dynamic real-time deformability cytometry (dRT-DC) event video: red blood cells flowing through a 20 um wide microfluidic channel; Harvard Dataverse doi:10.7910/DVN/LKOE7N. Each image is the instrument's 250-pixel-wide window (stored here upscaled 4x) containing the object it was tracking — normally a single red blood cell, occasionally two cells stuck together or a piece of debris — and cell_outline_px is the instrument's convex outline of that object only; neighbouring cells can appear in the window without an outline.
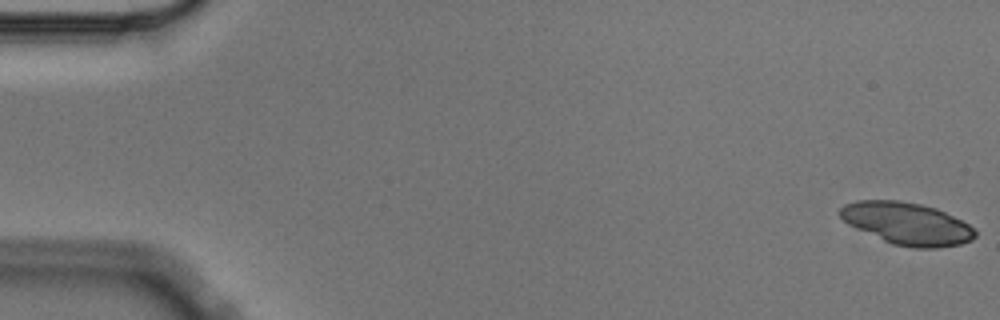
{"species": "Egyptian fruit bat (a non-hibernating species)", "species_latin": "Rousettus aegyptiacus", "temperature_condition": "cold", "stored_images_in_passage": 6, "camera_frame_rate_fps": 3000, "um_per_image_px": 0.085, "animal": {"sex": "male"}, "frame": {"image": 1, "passage_image": 1, "time_ms": 0.0, "image_size_px": [1000, 320], "cell_outline_px": [[976, 236], [972, 240], [960, 244], [936, 248], [912, 248], [892, 244], [856, 228], [848, 224], [836, 212], [844, 204], [856, 200], [900, 200], [920, 204], [936, 208], [968, 224], [976, 232]], "centroid_in_image_um": [77.06, 19.0], "position_along_channel_um": 7.9, "area_um2": 33.18}}
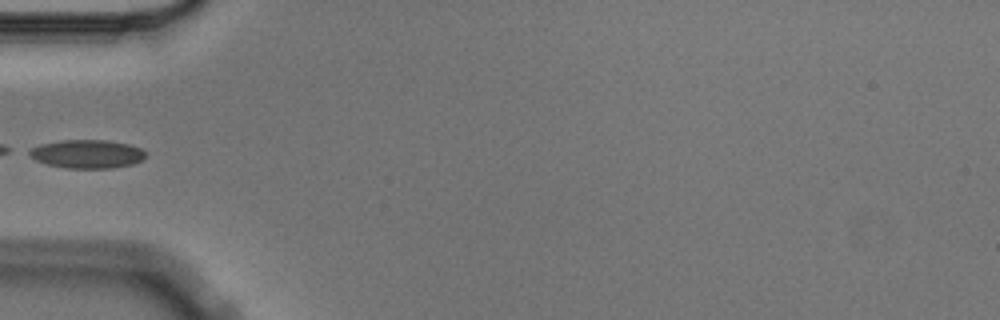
{"frame": {"image": 2, "passage_image": 6, "time_ms": 1.667, "image_size_px": [1000, 320], "cell_outline_px": [[148, 152], [144, 160], [132, 164], [112, 168], [68, 168], [48, 164], [36, 160], [24, 152], [40, 144], [60, 140], [108, 140], [128, 144], [140, 148]], "centroid_in_image_um": [7.42, 13.08], "position_along_channel_um": 77.6, "area_um2": 19.48}}